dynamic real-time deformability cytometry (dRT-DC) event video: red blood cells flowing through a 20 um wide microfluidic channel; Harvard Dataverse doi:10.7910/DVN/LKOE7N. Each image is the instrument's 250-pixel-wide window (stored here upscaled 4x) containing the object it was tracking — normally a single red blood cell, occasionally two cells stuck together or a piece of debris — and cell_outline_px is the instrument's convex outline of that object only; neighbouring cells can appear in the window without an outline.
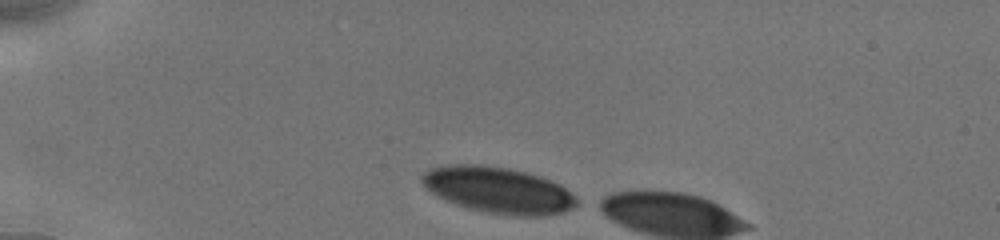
{"species": "human", "species_latin": "Homo sapiens", "temperature_condition": "cold", "stored_images_in_passage": 4, "camera_frame_rate_fps": 3000, "um_per_image_px": 0.085, "donor": {"sex": "male"}, "frame": {"image": 1, "passage_image": 1, "time_ms": 0.0, "image_size_px": [1000, 240], "cell_outline_px": [[576, 204], [572, 208], [560, 212], [544, 216], [516, 216], [488, 212], [468, 208], [456, 204], [436, 196], [420, 180], [420, 176], [424, 172], [440, 164], [480, 164], [508, 168], [528, 172], [540, 176], [560, 184], [576, 196]], "centroid_in_image_um": [42.33, 16.14], "position_along_channel_um": 42.7, "area_um2": 41.67}}